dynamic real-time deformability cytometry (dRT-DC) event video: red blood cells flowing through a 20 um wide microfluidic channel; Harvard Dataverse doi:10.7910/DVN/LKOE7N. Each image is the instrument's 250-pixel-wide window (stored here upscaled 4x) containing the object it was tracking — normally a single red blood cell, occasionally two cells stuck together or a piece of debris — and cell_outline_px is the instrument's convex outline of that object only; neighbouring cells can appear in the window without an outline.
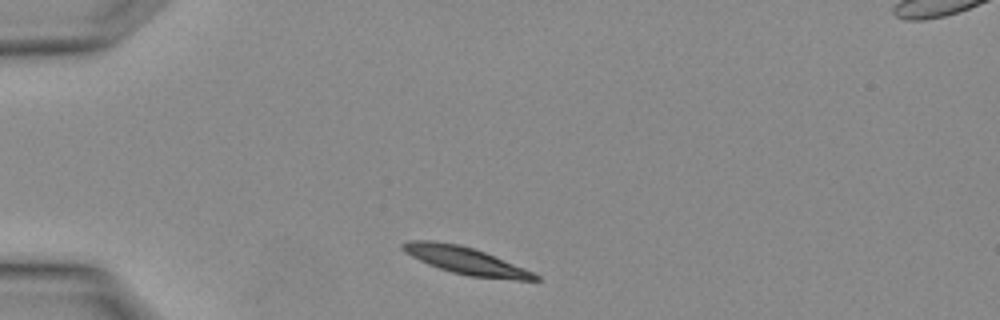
{"species": "Egyptian fruit bat (a non-hibernating species)", "species_latin": "Rousettus aegyptiacus", "temperature_condition": "warm", "stored_images_in_passage": 2, "segment_of_instrument_passage": [1, 2], "camera_frame_rate_fps": 3000, "um_per_image_px": 0.085, "animal": {"sex": "female"}, "frame": {"image": 1, "passage_image": 1, "time_ms": 0.0, "image_size_px": [1000, 320], "cell_outline_px": [[540, 280], [516, 280], [468, 276], [452, 272], [428, 264], [404, 252], [400, 248], [400, 244], [408, 240], [432, 240], [460, 244], [484, 252], [524, 268], [540, 276]], "centroid_in_image_um": [39.54, 22.14], "position_along_channel_um": 45.5, "area_um2": 20.92}}